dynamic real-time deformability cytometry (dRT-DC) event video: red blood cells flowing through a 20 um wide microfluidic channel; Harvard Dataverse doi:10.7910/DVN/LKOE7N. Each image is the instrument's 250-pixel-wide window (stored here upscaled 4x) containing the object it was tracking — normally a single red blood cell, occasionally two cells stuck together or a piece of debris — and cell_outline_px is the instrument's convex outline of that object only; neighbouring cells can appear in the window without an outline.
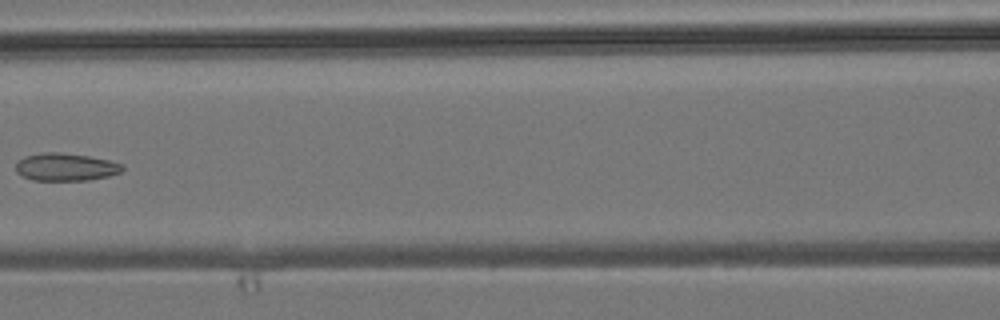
{"species": "common noctule bat (a hibernating species)", "species_latin": "Nyctalus noctula", "temperature_condition": "room temperature", "stored_images_in_passage": 6, "camera_frame_rate_fps": 3000, "um_per_image_px": 0.085, "animal": {"sex": "male", "body_mass_g": 19.2, "forearm_length_mm": 51.8}, "frame": {"image": 1, "passage_image": 6, "time_ms": 5.667, "image_size_px": [1000, 320], "cell_outline_px": [[124, 168], [120, 172], [108, 176], [88, 180], [32, 180], [16, 172], [16, 164], [24, 156], [40, 152], [60, 152], [88, 156], [108, 160], [124, 164]], "centroid_in_image_um": [5.58, 14.18], "position_along_channel_um": 161.0, "area_um2": 17.17}}